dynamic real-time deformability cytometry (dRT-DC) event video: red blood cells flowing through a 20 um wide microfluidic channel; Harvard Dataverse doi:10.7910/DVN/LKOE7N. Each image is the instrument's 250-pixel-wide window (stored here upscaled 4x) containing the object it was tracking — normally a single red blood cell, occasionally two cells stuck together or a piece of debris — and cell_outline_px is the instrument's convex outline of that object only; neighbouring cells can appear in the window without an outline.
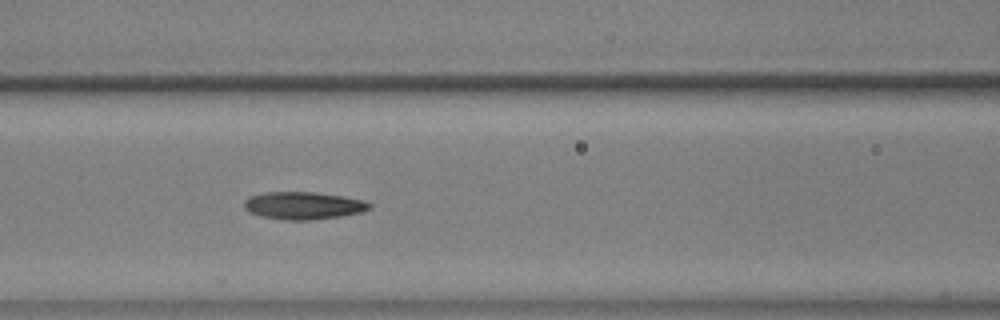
{"species": "common noctule bat (a hibernating species)", "species_latin": "Nyctalus noctula", "temperature_condition": "warm", "stored_images_in_passage": 47, "camera_frame_rate_fps": 3000, "um_per_image_px": 0.085, "animal": {"sex": "male", "body_mass_g": 17.9, "forearm_length_mm": 54.2}, "frame": {"image": 1, "passage_image": 16, "time_ms": 5.0, "image_size_px": [1000, 320], "cell_outline_px": [[372, 208], [360, 212], [340, 216], [308, 220], [288, 220], [260, 216], [248, 212], [244, 208], [244, 200], [248, 196], [264, 192], [316, 192], [364, 200], [372, 204]], "centroid_in_image_um": [25.75, 17.46], "position_along_channel_um": 140.9, "area_um2": 20.11}}
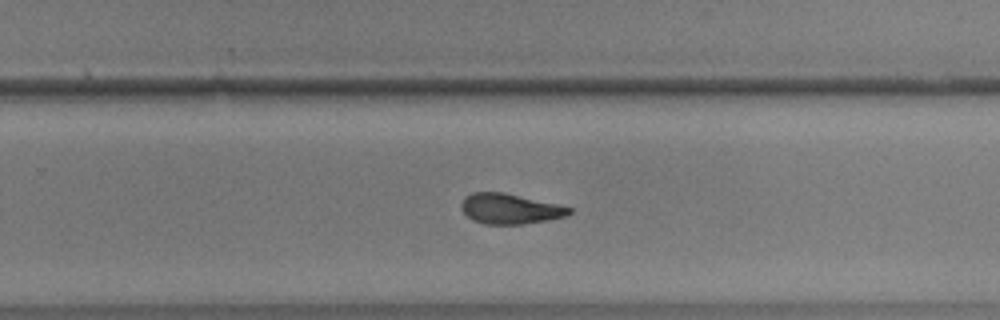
{"frame": {"image": 2, "passage_image": 28, "time_ms": 9.0, "image_size_px": [1000, 320], "cell_outline_px": [[572, 212], [564, 216], [524, 224], [484, 224], [472, 220], [460, 208], [460, 204], [464, 196], [472, 192], [504, 192], [560, 204], [572, 208]], "centroid_in_image_um": [43.31, 17.73], "position_along_channel_um": 286.5, "area_um2": 19.13}}
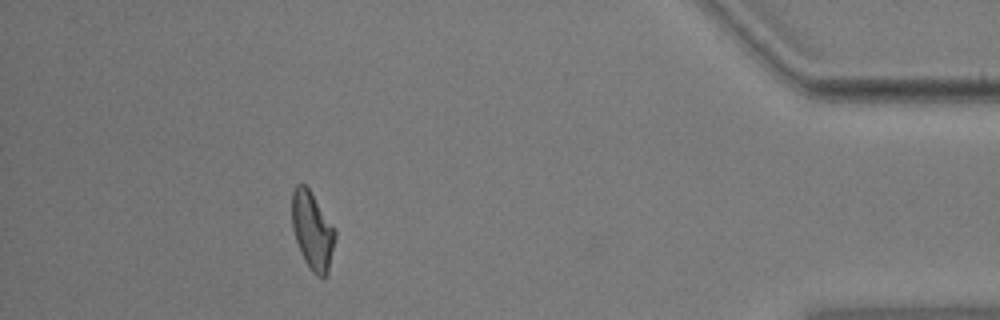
{"frame": {"image": 3, "passage_image": 42, "time_ms": 13.667, "image_size_px": [1000, 320], "cell_outline_px": [[336, 236], [328, 272], [324, 276], [316, 276], [312, 272], [304, 260], [300, 252], [292, 228], [292, 192], [296, 184], [304, 184], [308, 188], [336, 228]], "centroid_in_image_um": [26.56, 19.6], "position_along_channel_um": 408.6, "area_um2": 19.59}, "authors_computed_cell_mechanics": {"area_um2": 19.5364, "velocity_mm_per_s": 3.6495, "shape_relaxation_time_tau1_ms": 6.4876, "shape_relaxation_time_tau2_ms": 2.6943, "deformation_change_tau1": 0.2062, "deformation_change_tau2": 0.1092}}